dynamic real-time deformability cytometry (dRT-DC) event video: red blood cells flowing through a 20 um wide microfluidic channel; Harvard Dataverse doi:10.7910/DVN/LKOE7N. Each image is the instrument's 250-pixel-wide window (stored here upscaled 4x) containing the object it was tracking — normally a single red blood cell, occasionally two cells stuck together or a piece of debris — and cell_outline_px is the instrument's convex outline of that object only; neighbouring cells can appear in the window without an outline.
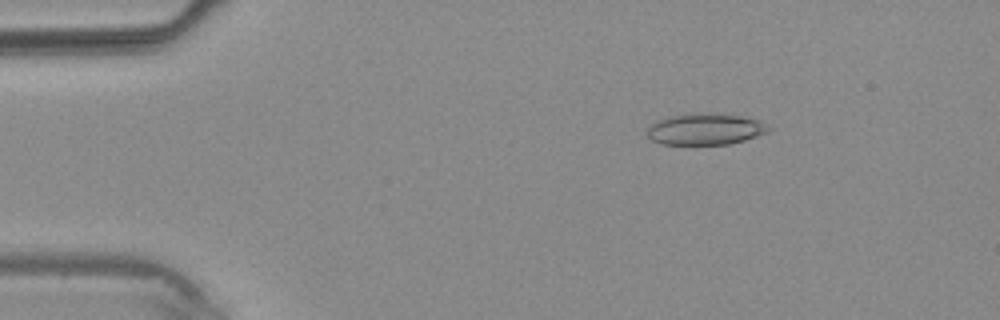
{"species": "common noctule bat (a hibernating species)", "species_latin": "Nyctalus noctula", "temperature_condition": "warm", "stored_images_in_passage": 3, "camera_frame_rate_fps": 3000, "um_per_image_px": 0.085, "animal": {"sex": "male", "body_mass_g": 20.4}, "frame": {"image": 1, "passage_image": 2, "time_ms": 1.333, "image_size_px": [1000, 320], "cell_outline_px": [[772, 128], [768, 132], [744, 140], [728, 144], [660, 144], [652, 140], [644, 132], [656, 120], [668, 116], [692, 112], [708, 112], [744, 116], [760, 120]], "centroid_in_image_um": [59.94, 10.95], "position_along_channel_um": 25.1, "area_um2": 22.66}}